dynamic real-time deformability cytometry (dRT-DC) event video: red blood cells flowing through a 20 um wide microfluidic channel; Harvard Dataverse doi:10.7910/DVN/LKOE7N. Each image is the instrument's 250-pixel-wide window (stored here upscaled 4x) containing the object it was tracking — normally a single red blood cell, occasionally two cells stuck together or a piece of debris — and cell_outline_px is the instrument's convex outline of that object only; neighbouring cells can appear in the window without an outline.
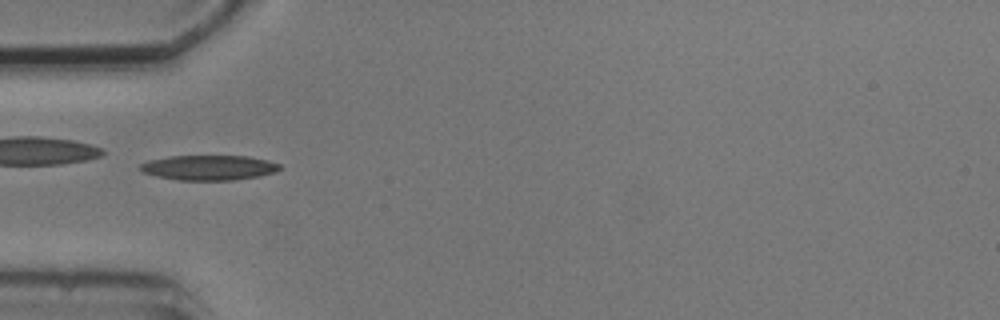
{"species": "common noctule bat (a hibernating species)", "species_latin": "Nyctalus noctula", "temperature_condition": "cold", "stored_images_in_passage": 3, "camera_frame_rate_fps": 3000, "um_per_image_px": 0.085, "animal": {"sex": "male", "body_mass_g": 20.5, "forearm_length_mm": 52.5}, "frame": {"image": 1, "passage_image": 1, "time_ms": 0.0, "image_size_px": [1000, 320], "cell_outline_px": [[280, 168], [276, 172], [260, 176], [232, 180], [180, 180], [156, 176], [144, 172], [140, 168], [140, 164], [148, 160], [168, 156], [248, 156], [268, 160], [280, 164]], "centroid_in_image_um": [17.77, 14.24], "position_along_channel_um": 67.2, "area_um2": 20.29}}
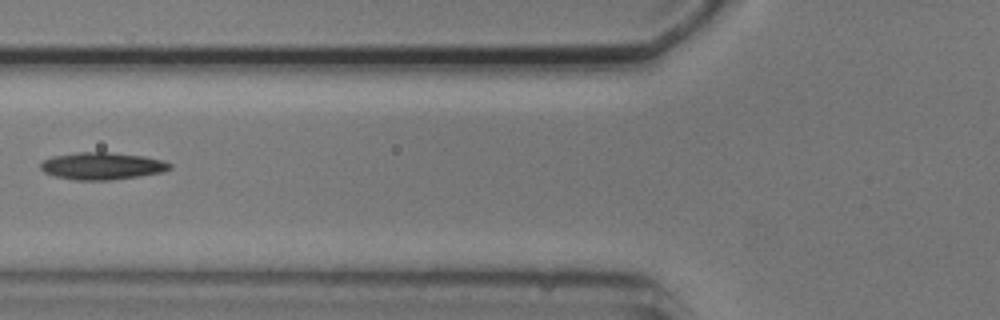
{"frame": {"image": 2, "passage_image": 2, "time_ms": 1.333, "image_size_px": [1000, 320], "cell_outline_px": [[172, 168], [164, 172], [140, 176], [108, 180], [76, 180], [56, 176], [44, 172], [40, 168], [40, 164], [44, 160], [52, 156], [76, 152], [108, 152], [144, 156], [164, 160], [172, 164]], "centroid_in_image_um": [8.71, 14.1], "position_along_channel_um": 117.1, "area_um2": 20.58}}
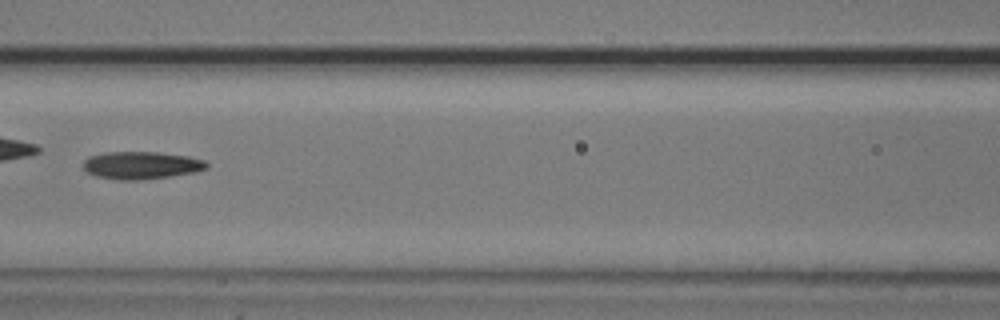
{"frame": {"image": 3, "passage_image": 3, "time_ms": 2.333, "image_size_px": [1000, 320], "cell_outline_px": [[208, 168], [196, 172], [144, 180], [116, 180], [96, 176], [88, 172], [84, 168], [84, 160], [88, 156], [104, 152], [160, 152], [188, 156], [204, 160], [208, 164]], "centroid_in_image_um": [12.02, 14.05], "position_along_channel_um": 154.6, "area_um2": 20.0}}